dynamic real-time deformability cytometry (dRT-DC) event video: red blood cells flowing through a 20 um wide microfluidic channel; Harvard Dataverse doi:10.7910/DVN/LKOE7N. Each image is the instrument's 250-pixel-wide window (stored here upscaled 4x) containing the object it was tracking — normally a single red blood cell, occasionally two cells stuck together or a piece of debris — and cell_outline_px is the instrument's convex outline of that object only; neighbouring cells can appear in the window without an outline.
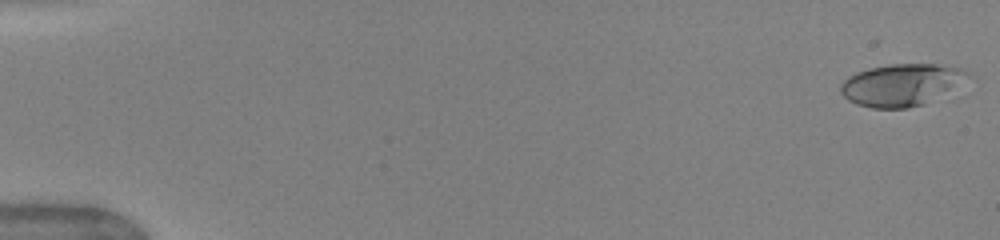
{"species": "human", "species_latin": "Homo sapiens", "temperature_condition": "warm", "stored_images_in_passage": 50, "camera_frame_rate_fps": 3000, "um_per_image_px": 0.085, "donor": {"sex": "female"}, "frame": {"image": 1, "passage_image": 1, "time_ms": 0.0, "image_size_px": [1000, 240], "cell_outline_px": [[968, 72], [948, 88], [924, 104], [908, 108], [872, 108], [856, 104], [848, 100], [840, 92], [840, 84], [848, 76], [856, 72], [872, 68], [892, 64], [936, 64], [960, 68]], "centroid_in_image_um": [76.43, 7.21], "position_along_channel_um": 8.6, "area_um2": 29.88}}
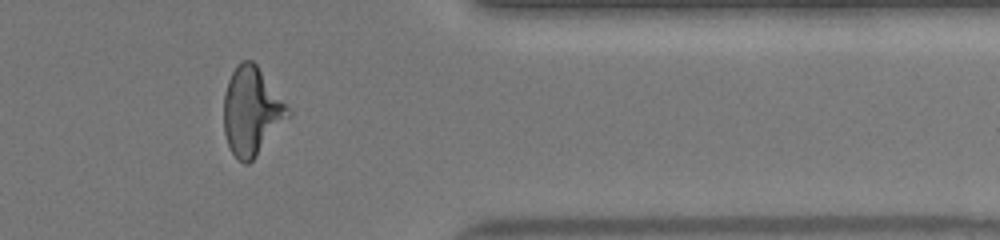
{"frame": {"image": 2, "passage_image": 42, "time_ms": 13.667, "image_size_px": [1000, 240], "cell_outline_px": [[292, 116], [256, 156], [248, 164], [244, 164], [232, 152], [228, 144], [224, 132], [224, 92], [228, 80], [236, 64], [240, 60], [252, 60], [256, 64], [292, 112]], "centroid_in_image_um": [21.39, 9.45], "position_along_channel_um": 390.0, "area_um2": 33.0}}
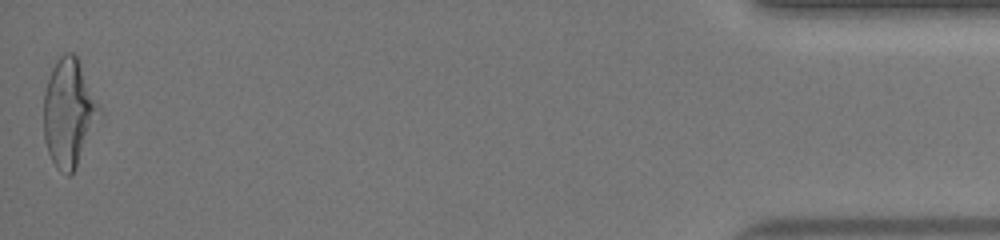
{"frame": {"image": 3, "passage_image": 50, "time_ms": 16.333, "image_size_px": [1000, 240], "cell_outline_px": [[100, 112], [76, 168], [68, 176], [60, 172], [56, 168], [48, 152], [44, 140], [44, 92], [52, 68], [56, 60], [64, 52], [72, 52], [76, 56], [100, 108]], "centroid_in_image_um": [5.81, 9.6], "position_along_channel_um": 429.4, "area_um2": 34.16}, "authors_computed_cell_mechanics": {"area_um2": 31.3565, "velocity_mm_per_s": 4.0954, "shape_relaxation_time_tau1_ms": 5.0295, "shape_relaxation_time_tau2_ms": 0.8193, "deformation_change_tau1": 0.206, "deformation_change_tau2": 0.0926}}